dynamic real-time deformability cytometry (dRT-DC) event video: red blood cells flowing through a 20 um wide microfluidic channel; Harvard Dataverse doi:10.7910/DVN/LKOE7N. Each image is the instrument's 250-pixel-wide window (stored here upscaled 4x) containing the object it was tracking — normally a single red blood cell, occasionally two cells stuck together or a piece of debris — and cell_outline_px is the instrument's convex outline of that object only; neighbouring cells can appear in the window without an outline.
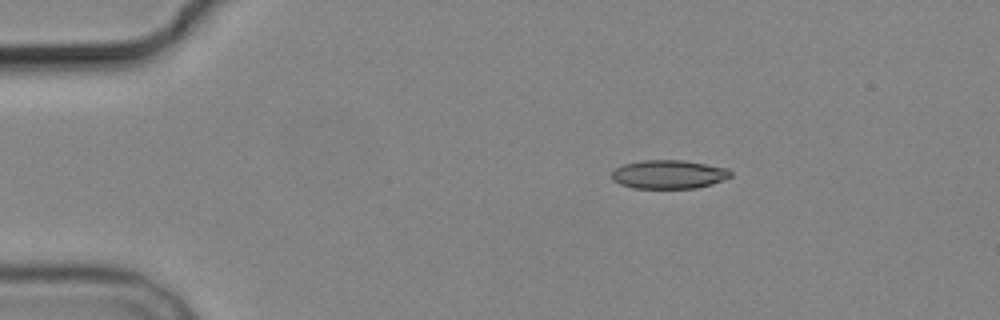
{"species": "common noctule bat (a hibernating species)", "species_latin": "Nyctalus noctula", "temperature_condition": "cold", "stored_images_in_passage": 3, "camera_frame_rate_fps": 3000, "um_per_image_px": 0.085, "animal": {"sex": "male", "body_mass_g": 19.2, "forearm_length_mm": 51.8}, "frame": {"image": 1, "passage_image": 1, "time_ms": 0.0, "image_size_px": [1000, 320], "cell_outline_px": [[732, 176], [712, 184], [696, 188], [636, 188], [620, 184], [612, 180], [612, 172], [616, 168], [624, 164], [644, 160], [680, 160], [728, 168], [732, 172]], "centroid_in_image_um": [56.85, 14.82], "position_along_channel_um": 28.2, "area_um2": 19.71}}